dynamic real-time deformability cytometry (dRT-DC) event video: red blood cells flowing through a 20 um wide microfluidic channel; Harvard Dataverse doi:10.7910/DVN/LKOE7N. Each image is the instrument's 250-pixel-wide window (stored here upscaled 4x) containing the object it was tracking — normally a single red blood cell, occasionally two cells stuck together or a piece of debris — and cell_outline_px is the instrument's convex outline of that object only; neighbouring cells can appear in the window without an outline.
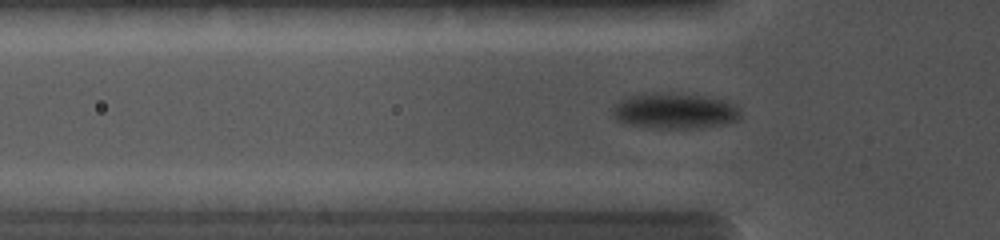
{"species": "common noctule bat (a hibernating species)", "species_latin": "Nyctalus noctula", "temperature_condition": "cold", "stored_images_in_passage": 51, "camera_frame_rate_fps": 5000, "um_per_image_px": 0.085, "animal": {"sex": "female", "body_mass_g": 19.0, "forearm_length_mm": 56.7}, "frame": {"image": 1, "passage_image": 12, "time_ms": 3.6, "image_size_px": [1000, 240], "cell_outline_px": [[740, 120], [724, 124], [700, 128], [660, 128], [628, 124], [616, 120], [612, 116], [612, 108], [620, 100], [632, 96], [708, 96], [732, 104], [740, 112]], "centroid_in_image_um": [57.37, 9.5], "position_along_channel_um": 68.4, "area_um2": 25.26}}
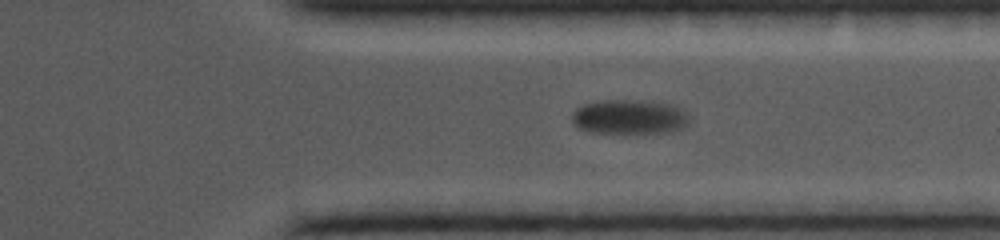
{"frame": {"image": 2, "passage_image": 41, "time_ms": 10.4, "image_size_px": [1000, 240], "cell_outline_px": [[692, 120], [684, 128], [672, 132], [596, 132], [580, 128], [572, 124], [572, 112], [576, 108], [584, 104], [600, 100], [624, 100], [668, 104], [684, 108], [688, 112]], "centroid_in_image_um": [53.55, 9.93], "position_along_channel_um": 357.8, "area_um2": 23.58}}
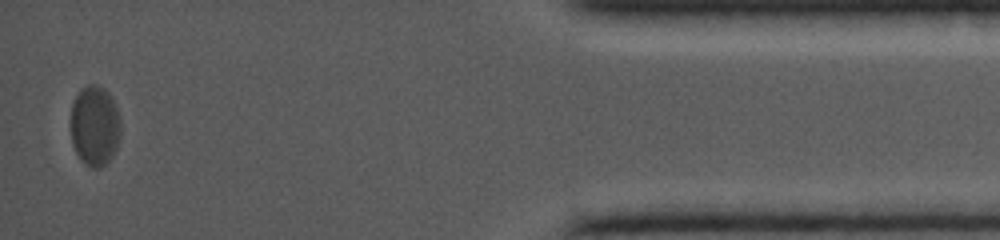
{"frame": {"image": 3, "passage_image": 51, "time_ms": 13.4, "image_size_px": [1000, 240], "cell_outline_px": [[120, 136], [116, 148], [112, 156], [100, 168], [92, 168], [84, 164], [80, 160], [72, 144], [72, 104], [80, 88], [88, 84], [96, 84], [104, 88], [108, 92], [120, 116]], "centroid_in_image_um": [8.06, 10.69], "position_along_channel_um": 427.1, "area_um2": 23.35}}